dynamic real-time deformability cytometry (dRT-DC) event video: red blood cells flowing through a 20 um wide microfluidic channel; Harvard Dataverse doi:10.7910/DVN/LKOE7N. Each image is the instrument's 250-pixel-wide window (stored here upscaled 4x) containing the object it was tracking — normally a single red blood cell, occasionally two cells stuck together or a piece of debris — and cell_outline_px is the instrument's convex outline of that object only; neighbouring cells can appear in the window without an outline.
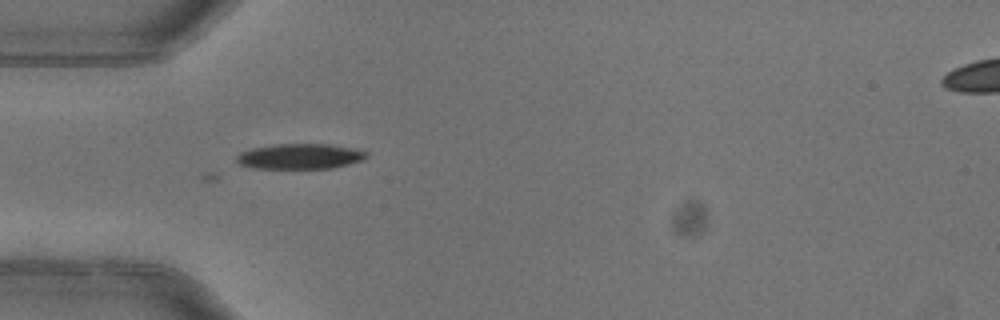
{"species": "common noctule bat (a hibernating species)", "species_latin": "Nyctalus noctula", "temperature_condition": "warm", "stored_images_in_passage": 2, "camera_frame_rate_fps": 3000, "um_per_image_px": 0.085, "animal": {"sex": "female"}, "frame": {"image": 1, "passage_image": 2, "time_ms": 0.333, "image_size_px": [1000, 320], "cell_outline_px": [[368, 156], [364, 160], [332, 168], [256, 168], [240, 164], [236, 160], [236, 156], [240, 152], [252, 148], [276, 144], [332, 144], [356, 148], [368, 152]], "centroid_in_image_um": [25.55, 13.28], "position_along_channel_um": 59.4, "area_um2": 19.25}}